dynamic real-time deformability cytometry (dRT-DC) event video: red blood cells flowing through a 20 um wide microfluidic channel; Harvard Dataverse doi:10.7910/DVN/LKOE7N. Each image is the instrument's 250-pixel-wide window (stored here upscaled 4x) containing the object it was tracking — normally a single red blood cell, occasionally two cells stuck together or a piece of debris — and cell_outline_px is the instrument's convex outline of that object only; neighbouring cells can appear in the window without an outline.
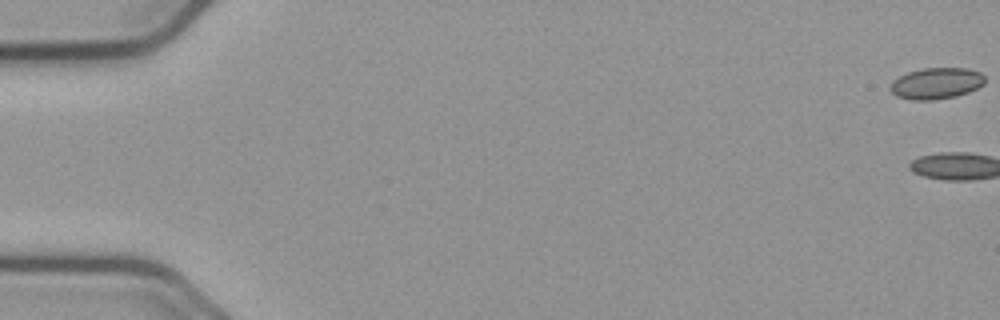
{"species": "common noctule bat (a hibernating species)", "species_latin": "Nyctalus noctula", "temperature_condition": "cold", "stored_images_in_passage": 3, "camera_frame_rate_fps": 3000, "um_per_image_px": 0.085, "animal": {"sex": "male", "body_mass_g": 23.1, "forearm_length_mm": 52.7}, "frame": {"image": 1, "passage_image": 1, "time_ms": 0.0, "image_size_px": [1000, 320], "cell_outline_px": [[984, 84], [968, 92], [956, 96], [932, 100], [912, 100], [896, 96], [888, 88], [892, 80], [908, 72], [924, 68], [968, 68], [980, 72], [984, 76]], "centroid_in_image_um": [79.56, 7.08], "position_along_channel_um": 5.4, "area_um2": 17.28}}